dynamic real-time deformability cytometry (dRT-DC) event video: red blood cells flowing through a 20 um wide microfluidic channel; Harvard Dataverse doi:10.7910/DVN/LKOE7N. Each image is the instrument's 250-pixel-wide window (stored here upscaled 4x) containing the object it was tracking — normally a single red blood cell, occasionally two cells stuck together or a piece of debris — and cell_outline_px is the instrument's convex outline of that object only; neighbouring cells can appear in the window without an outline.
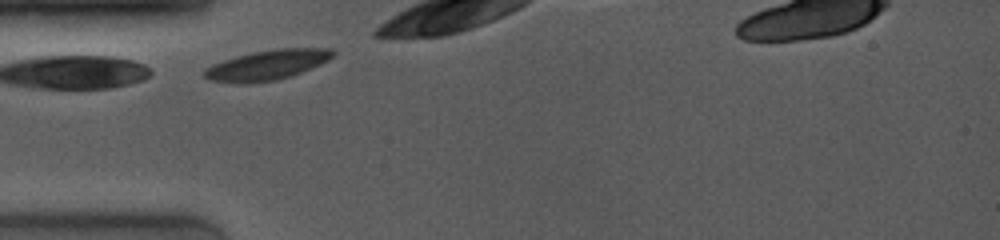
{"species": "common noctule bat (a hibernating species)", "species_latin": "Nyctalus noctula", "temperature_condition": "room temperature", "stored_images_in_passage": 13, "camera_frame_rate_fps": 4000, "um_per_image_px": 0.085, "animal": {"sex": "female", "body_mass_g": 19.0, "forearm_length_mm": 53.3}, "frame": {"image": 1, "passage_image": 1, "time_ms": 0.0, "image_size_px": [1000, 240], "cell_outline_px": [[336, 52], [328, 60], [320, 64], [300, 72], [276, 80], [248, 84], [236, 84], [212, 80], [204, 76], [204, 68], [212, 64], [236, 56], [252, 52], [276, 48], [332, 48]], "centroid_in_image_um": [22.69, 5.52], "position_along_channel_um": 62.3, "area_um2": 22.43}}